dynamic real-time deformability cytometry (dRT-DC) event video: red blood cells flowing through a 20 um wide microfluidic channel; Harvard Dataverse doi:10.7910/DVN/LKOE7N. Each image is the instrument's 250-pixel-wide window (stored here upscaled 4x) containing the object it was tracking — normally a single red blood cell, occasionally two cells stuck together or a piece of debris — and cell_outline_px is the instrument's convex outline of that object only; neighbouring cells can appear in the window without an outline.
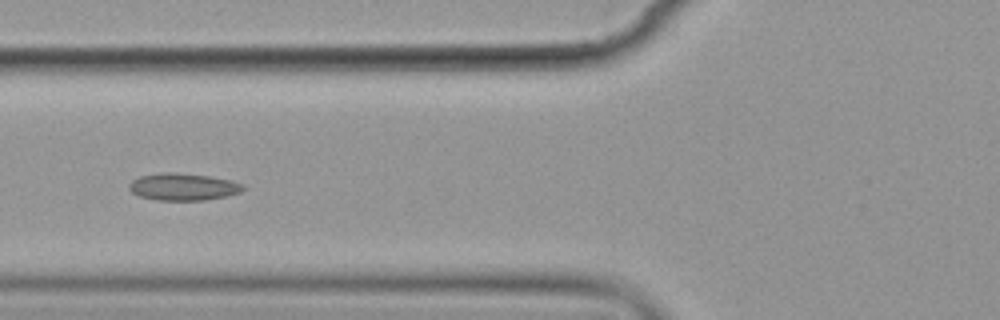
{"species": "common noctule bat (a hibernating species)", "species_latin": "Nyctalus noctula", "temperature_condition": "cold", "stored_images_in_passage": 6, "camera_frame_rate_fps": 3000, "um_per_image_px": 0.085, "animal": {"sex": "female", "body_mass_g": 19.9}, "frame": {"image": 1, "passage_image": 5, "time_ms": 4.667, "image_size_px": [1000, 320], "cell_outline_px": [[244, 188], [240, 192], [228, 196], [204, 200], [156, 200], [140, 196], [132, 192], [128, 188], [128, 184], [132, 180], [140, 176], [164, 172], [172, 172], [208, 176], [232, 180], [244, 184]], "centroid_in_image_um": [15.57, 15.88], "position_along_channel_um": 110.2, "area_um2": 18.03}}
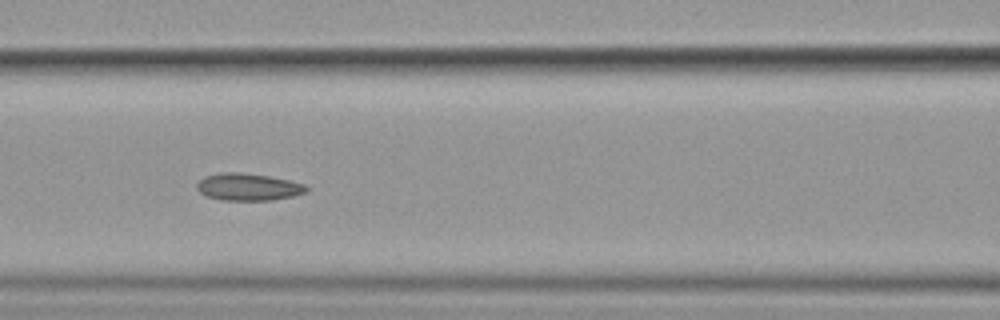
{"frame": {"image": 2, "passage_image": 6, "time_ms": 5.667, "image_size_px": [1000, 320], "cell_outline_px": [[308, 192], [292, 196], [272, 200], [224, 200], [204, 196], [196, 188], [196, 184], [204, 176], [220, 172], [240, 172], [268, 176], [288, 180], [304, 184], [308, 188]], "centroid_in_image_um": [21.07, 15.89], "position_along_channel_um": 145.5, "area_um2": 17.4}}